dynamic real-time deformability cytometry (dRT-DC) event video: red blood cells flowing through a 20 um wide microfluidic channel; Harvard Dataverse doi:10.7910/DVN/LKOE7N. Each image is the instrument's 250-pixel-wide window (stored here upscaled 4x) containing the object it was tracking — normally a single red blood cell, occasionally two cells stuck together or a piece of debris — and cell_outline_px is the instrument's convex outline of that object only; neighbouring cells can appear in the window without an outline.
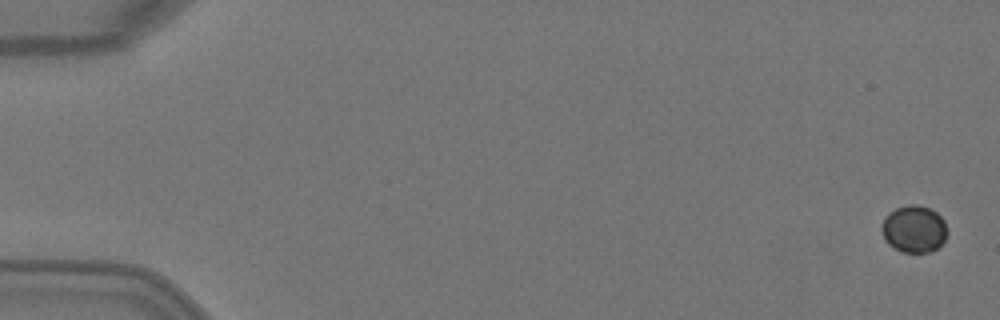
{"species": "Egyptian fruit bat (a non-hibernating species)", "species_latin": "Rousettus aegyptiacus", "temperature_condition": "warm", "stored_images_in_passage": 5, "camera_frame_rate_fps": 3000, "um_per_image_px": 0.085, "animal": {"sex": "female"}, "frame": {"image": 1, "passage_image": 1, "time_ms": 0.0, "image_size_px": [1000, 320], "cell_outline_px": [[948, 232], [944, 240], [932, 252], [900, 252], [888, 244], [884, 240], [880, 228], [884, 216], [888, 212], [896, 208], [908, 204], [916, 204], [928, 208], [936, 212], [944, 220]], "centroid_in_image_um": [77.65, 19.46], "position_along_channel_um": 7.3, "area_um2": 18.26}}
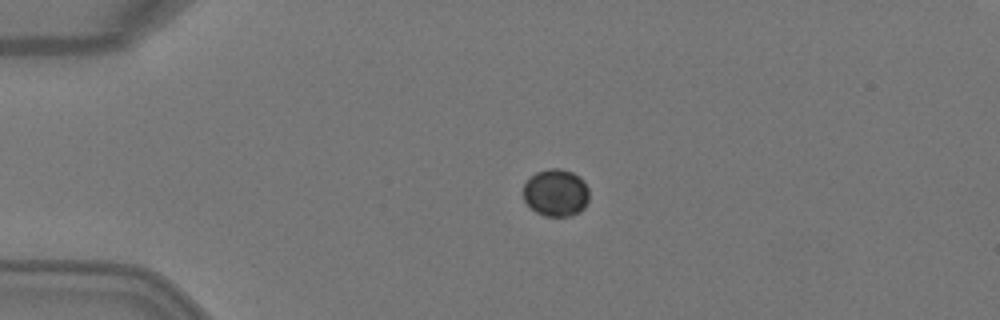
{"frame": {"image": 2, "passage_image": 4, "time_ms": 1.0, "image_size_px": [1000, 320], "cell_outline_px": [[588, 200], [584, 208], [580, 212], [572, 216], [544, 216], [536, 212], [524, 200], [524, 184], [536, 172], [548, 168], [560, 168], [572, 172], [580, 176], [584, 180], [588, 188]], "centroid_in_image_um": [47.28, 16.38], "position_along_channel_um": 37.7, "area_um2": 18.26}}